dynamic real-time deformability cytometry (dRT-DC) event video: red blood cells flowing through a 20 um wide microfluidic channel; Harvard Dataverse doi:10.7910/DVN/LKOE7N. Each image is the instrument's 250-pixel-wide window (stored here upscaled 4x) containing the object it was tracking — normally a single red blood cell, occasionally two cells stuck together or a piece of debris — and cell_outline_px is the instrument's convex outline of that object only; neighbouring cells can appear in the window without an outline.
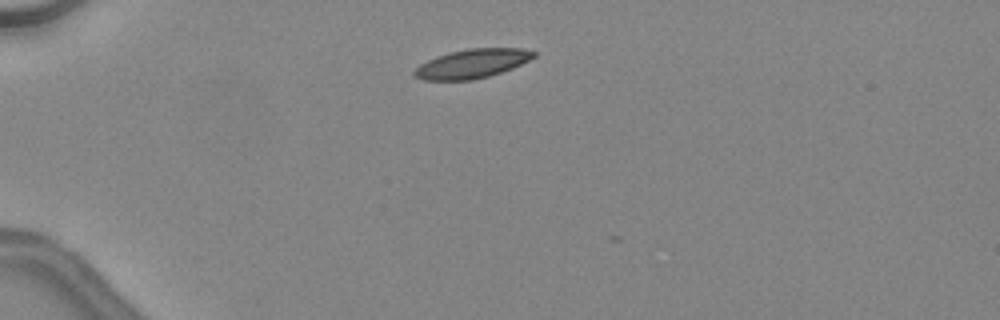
{"species": "common noctule bat (a hibernating species)", "species_latin": "Nyctalus noctula", "temperature_condition": "warm", "stored_images_in_passage": 4, "camera_frame_rate_fps": 3000, "um_per_image_px": 0.085, "animal": {"sex": "female", "body_mass_g": 24.6, "forearm_length_mm": 56.2}, "frame": {"image": 1, "passage_image": 2, "time_ms": 0.333, "image_size_px": [1000, 320], "cell_outline_px": [[536, 56], [512, 68], [488, 76], [472, 80], [424, 80], [416, 76], [412, 72], [420, 64], [436, 56], [448, 52], [468, 48], [520, 48], [536, 52]], "centroid_in_image_um": [40.11, 5.4], "position_along_channel_um": 44.9, "area_um2": 20.06}}